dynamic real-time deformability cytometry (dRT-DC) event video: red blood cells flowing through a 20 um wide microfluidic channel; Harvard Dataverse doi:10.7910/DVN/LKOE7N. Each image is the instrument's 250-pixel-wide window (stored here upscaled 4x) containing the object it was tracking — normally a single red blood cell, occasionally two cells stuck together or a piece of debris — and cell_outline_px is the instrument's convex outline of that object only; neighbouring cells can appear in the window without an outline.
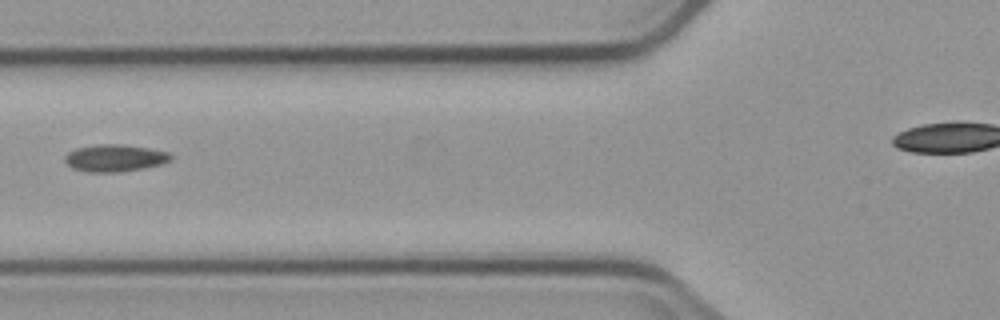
{"species": "common noctule bat (a hibernating species)", "species_latin": "Nyctalus noctula", "temperature_condition": "cold", "stored_images_in_passage": 6, "camera_frame_rate_fps": 3000, "um_per_image_px": 0.085, "animal": {"sex": "male", "body_mass_g": 23.1, "forearm_length_mm": 52.7}, "frame": {"image": 1, "passage_image": 6, "time_ms": 5.667, "image_size_px": [1000, 320], "cell_outline_px": [[172, 160], [160, 164], [144, 168], [116, 172], [88, 172], [72, 168], [64, 160], [64, 156], [68, 152], [76, 148], [96, 144], [120, 144], [148, 148], [168, 152], [172, 156]], "centroid_in_image_um": [9.74, 13.43], "position_along_channel_um": 116.1, "area_um2": 16.7}}